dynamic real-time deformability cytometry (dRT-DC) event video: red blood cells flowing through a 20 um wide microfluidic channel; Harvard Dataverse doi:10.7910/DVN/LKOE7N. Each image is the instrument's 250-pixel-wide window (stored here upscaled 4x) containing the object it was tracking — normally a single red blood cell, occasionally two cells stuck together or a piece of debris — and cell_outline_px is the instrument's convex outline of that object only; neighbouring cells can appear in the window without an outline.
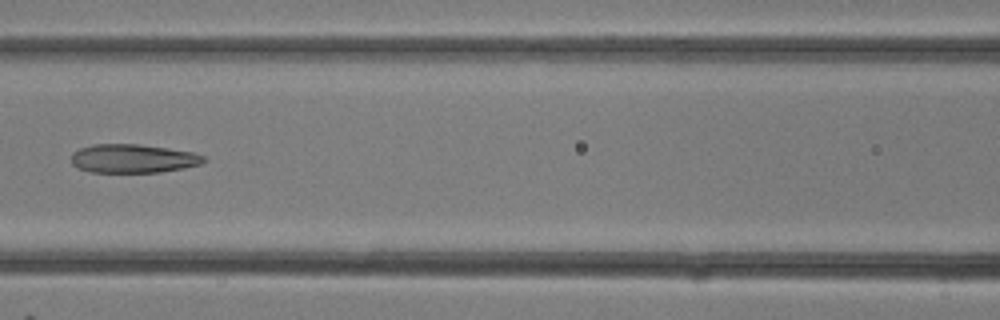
{"species": "common noctule bat (a hibernating species)", "species_latin": "Nyctalus noctula", "temperature_condition": "room temperature", "stored_images_in_passage": 13, "camera_frame_rate_fps": 3000, "um_per_image_px": 0.085, "animal": {"sex": "female"}, "frame": {"image": 1, "passage_image": 10, "time_ms": 3.0, "image_size_px": [1000, 320], "cell_outline_px": [[208, 160], [200, 164], [184, 168], [160, 172], [92, 172], [76, 168], [72, 164], [72, 152], [80, 148], [92, 144], [136, 144], [168, 148], [192, 152], [204, 156]], "centroid_in_image_um": [11.3, 13.48], "position_along_channel_um": 155.3, "area_um2": 22.2}}
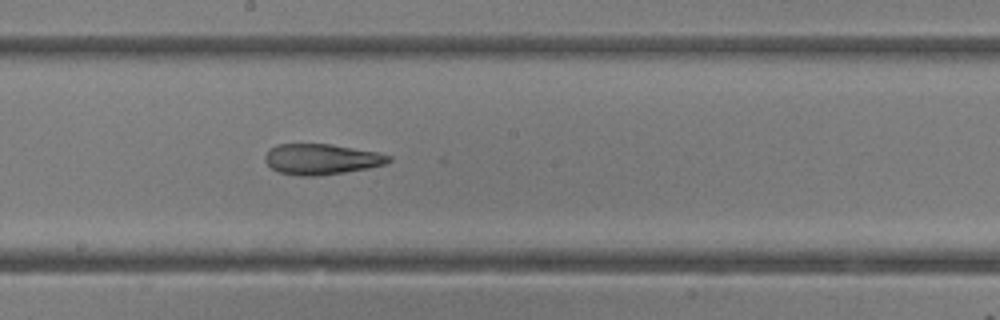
{"frame": {"image": 2, "passage_image": 13, "time_ms": 4.0, "image_size_px": [1000, 320], "cell_outline_px": [[392, 160], [384, 164], [368, 168], [344, 172], [316, 176], [300, 176], [280, 172], [272, 168], [264, 160], [264, 156], [268, 148], [276, 144], [332, 144], [380, 152], [392, 156]], "centroid_in_image_um": [27.32, 13.51], "position_along_channel_um": 220.9, "area_um2": 22.25}}